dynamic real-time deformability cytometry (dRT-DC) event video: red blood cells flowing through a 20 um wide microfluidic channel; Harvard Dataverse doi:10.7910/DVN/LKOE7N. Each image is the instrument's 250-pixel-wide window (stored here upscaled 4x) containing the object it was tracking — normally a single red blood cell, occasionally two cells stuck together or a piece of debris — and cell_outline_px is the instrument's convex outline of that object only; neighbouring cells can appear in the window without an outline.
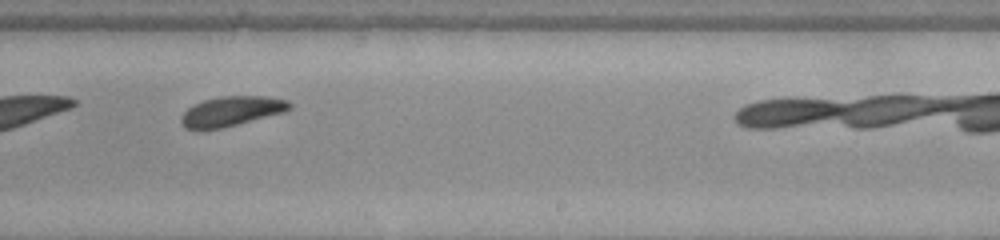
{"species": "common noctule bat (a hibernating species)", "species_latin": "Nyctalus noctula", "temperature_condition": "warm", "stored_images_in_passage": 25, "camera_frame_rate_fps": 3000, "um_per_image_px": 0.085, "animal": {"sex": "female", "body_mass_g": 22.0, "forearm_length_mm": 56.7}, "frame": {"image": 1, "passage_image": 15, "time_ms": 4.667, "image_size_px": [1000, 240], "cell_outline_px": [[292, 108], [284, 112], [220, 128], [184, 128], [180, 124], [180, 116], [192, 104], [204, 100], [220, 96], [264, 96], [288, 100], [292, 104]], "centroid_in_image_um": [19.67, 9.43], "position_along_channel_um": 269.3, "area_um2": 18.61}}
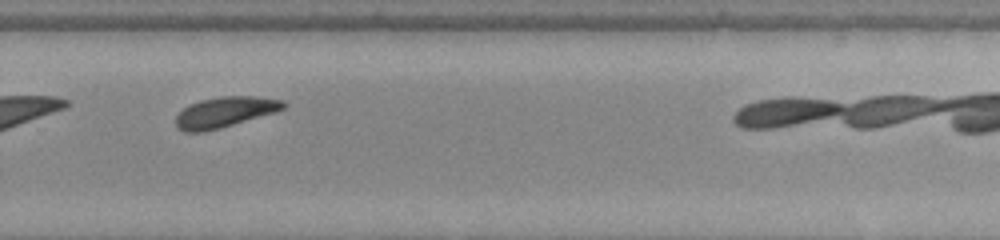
{"frame": {"image": 2, "passage_image": 18, "time_ms": 5.667, "image_size_px": [1000, 240], "cell_outline_px": [[288, 104], [284, 108], [276, 112], [220, 128], [204, 132], [184, 132], [176, 124], [176, 116], [184, 108], [200, 100], [220, 96], [256, 96], [284, 100]], "centroid_in_image_um": [19.16, 9.52], "position_along_channel_um": 310.6, "area_um2": 19.07}}